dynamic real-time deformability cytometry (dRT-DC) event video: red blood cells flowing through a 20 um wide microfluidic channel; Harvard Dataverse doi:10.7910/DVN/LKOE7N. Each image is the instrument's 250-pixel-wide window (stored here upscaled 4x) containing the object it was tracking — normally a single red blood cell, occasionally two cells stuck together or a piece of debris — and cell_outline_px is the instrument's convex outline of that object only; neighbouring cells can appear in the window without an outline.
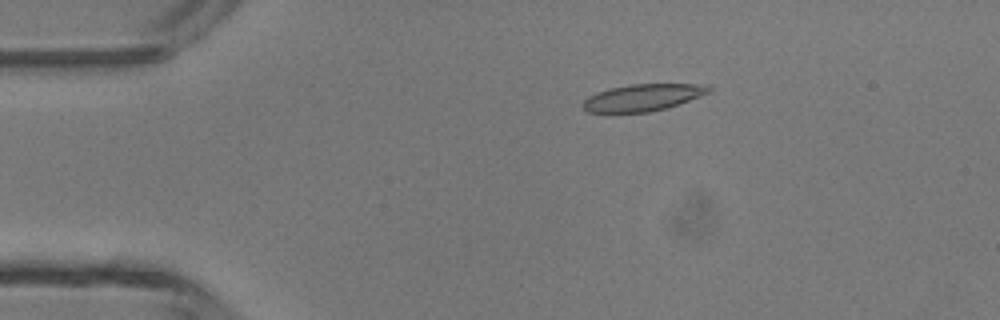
{"species": "common noctule bat (a hibernating species)", "species_latin": "Nyctalus noctula", "temperature_condition": "room temperature", "stored_images_in_passage": 47, "camera_frame_rate_fps": 3000, "um_per_image_px": 0.085, "animal": {"sex": "male", "body_mass_g": 13.3}, "frame": {"image": 1, "passage_image": 9, "time_ms": 2.667, "image_size_px": [1000, 320], "cell_outline_px": [[712, 92], [668, 108], [648, 112], [588, 112], [580, 104], [588, 96], [596, 92], [608, 88], [632, 84], [708, 84], [712, 88]], "centroid_in_image_um": [54.67, 8.28], "position_along_channel_um": 30.3, "area_um2": 19.94}}
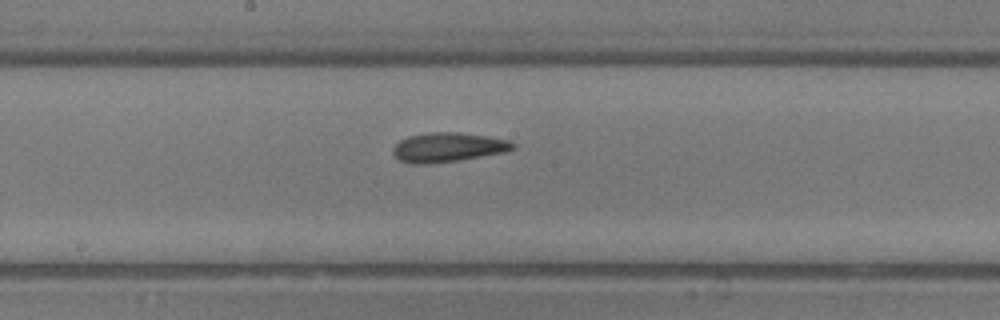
{"frame": {"image": 2, "passage_image": 25, "time_ms": 8.0, "image_size_px": [1000, 320], "cell_outline_px": [[516, 148], [504, 152], [460, 160], [428, 164], [412, 164], [400, 160], [392, 152], [392, 148], [400, 140], [408, 136], [428, 132], [456, 132], [488, 136], [508, 140], [516, 144]], "centroid_in_image_um": [38.07, 12.52], "position_along_channel_um": 210.1, "area_um2": 20.58}}
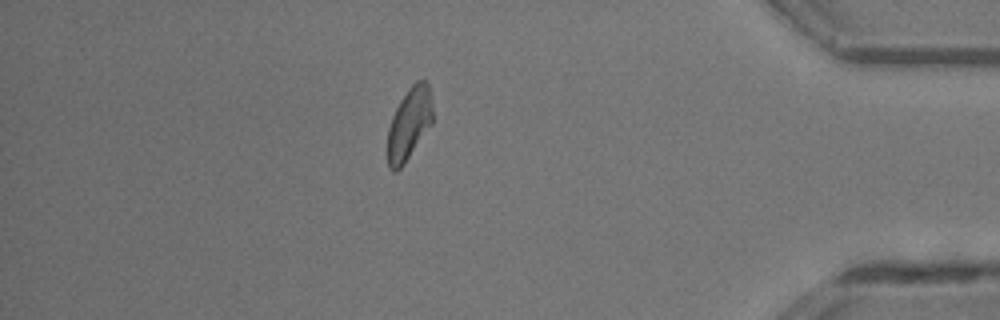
{"frame": {"image": 3, "passage_image": 41, "time_ms": 13.333, "image_size_px": [1000, 320], "cell_outline_px": [[432, 124], [404, 164], [396, 172], [392, 172], [388, 168], [388, 128], [392, 116], [400, 100], [408, 88], [416, 80], [424, 80], [428, 84], [432, 104]], "centroid_in_image_um": [34.77, 10.53], "position_along_channel_um": 400.4, "area_um2": 18.96}, "authors_computed_cell_mechanics": {"area_um2": 19.7098, "velocity_mm_per_s": 4.3521, "shape_relaxation_time_tau1_ms": null, "shape_relaxation_time_tau2_ms": 7.4722, "deformation_change_tau1": null, "deformation_change_tau2": 0.1883}}